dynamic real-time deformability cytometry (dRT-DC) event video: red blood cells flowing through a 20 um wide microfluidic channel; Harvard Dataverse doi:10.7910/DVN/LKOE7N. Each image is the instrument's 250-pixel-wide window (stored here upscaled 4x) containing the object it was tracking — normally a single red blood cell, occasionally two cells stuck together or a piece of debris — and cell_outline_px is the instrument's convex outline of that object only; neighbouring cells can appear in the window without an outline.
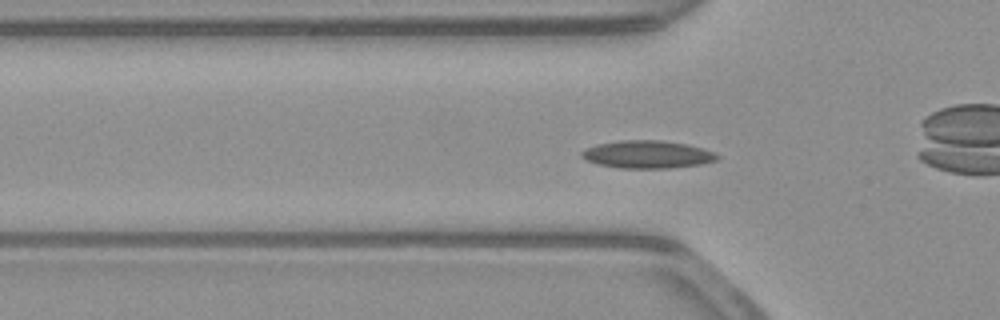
{"species": "common noctule bat (a hibernating species)", "species_latin": "Nyctalus noctula", "temperature_condition": "warm", "stored_images_in_passage": 54, "camera_frame_rate_fps": 3000, "um_per_image_px": 0.085, "animal": {"sex": "male", "body_mass_g": 23.1, "forearm_length_mm": 52.7}, "frame": {"image": 1, "passage_image": 17, "time_ms": 5.333, "image_size_px": [1000, 320], "cell_outline_px": [[720, 160], [700, 164], [668, 168], [620, 168], [600, 164], [588, 160], [580, 156], [580, 152], [584, 148], [596, 144], [620, 140], [660, 140], [688, 144], [704, 148], [716, 152], [720, 156]], "centroid_in_image_um": [55.07, 13.11], "position_along_channel_um": 70.7, "area_um2": 22.08}}
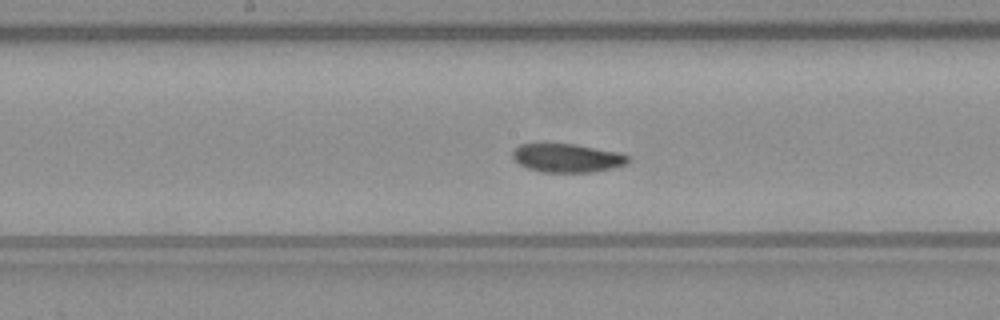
{"frame": {"image": 2, "passage_image": 27, "time_ms": 8.667, "image_size_px": [1000, 320], "cell_outline_px": [[632, 160], [624, 164], [612, 168], [592, 172], [544, 172], [528, 168], [520, 164], [512, 156], [512, 152], [520, 144], [544, 140], [576, 144], [620, 152], [632, 156]], "centroid_in_image_um": [48.2, 13.37], "position_along_channel_um": 200.0, "area_um2": 20.06}}
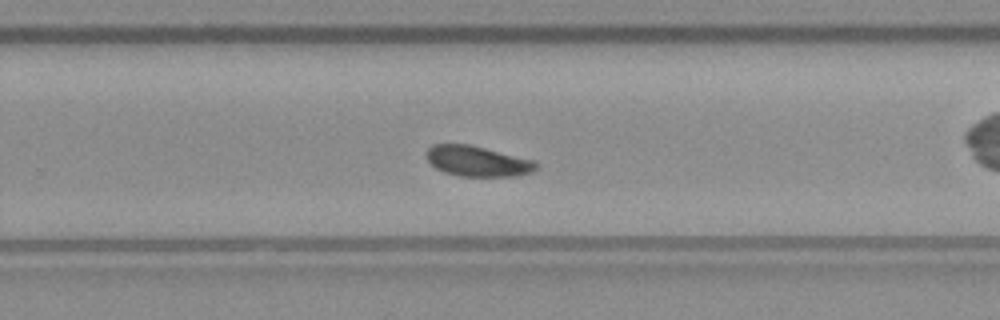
{"frame": {"image": 3, "passage_image": 34, "time_ms": 11.0, "image_size_px": [1000, 320], "cell_outline_px": [[540, 164], [532, 172], [516, 176], [460, 176], [444, 172], [436, 168], [428, 160], [428, 148], [432, 144], [468, 144], [536, 160]], "centroid_in_image_um": [40.64, 13.7], "position_along_channel_um": 289.2, "area_um2": 19.42}, "authors_computed_cell_mechanics": {"area_um2": 19.652, "velocity_mm_per_s": 3.841, "shape_relaxation_time_tau1_ms": 2.4802, "shape_relaxation_time_tau2_ms": null, "deformation_change_tau1": 0.0696, "deformation_change_tau2": null}}